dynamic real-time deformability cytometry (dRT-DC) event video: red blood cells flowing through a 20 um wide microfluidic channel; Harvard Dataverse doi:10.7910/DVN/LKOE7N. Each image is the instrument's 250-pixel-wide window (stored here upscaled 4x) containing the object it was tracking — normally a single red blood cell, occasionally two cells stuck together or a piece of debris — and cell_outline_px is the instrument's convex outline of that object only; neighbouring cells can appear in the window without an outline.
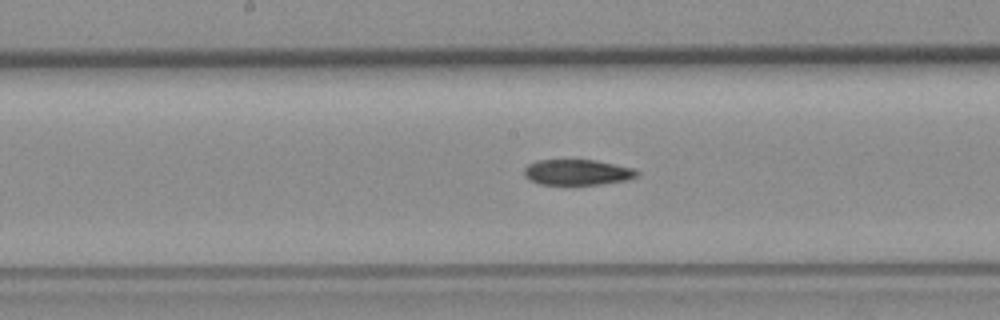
{"species": "common noctule bat (a hibernating species)", "species_latin": "Nyctalus noctula", "temperature_condition": "room temperature", "stored_images_in_passage": 8, "segment_of_instrument_passage": [2, 2], "camera_frame_rate_fps": 3000, "um_per_image_px": 0.085, "animal": {"sex": "female", "body_mass_g": 19.3, "forearm_length_mm": 54.1}, "frame": {"image": 1, "passage_image": 8, "time_ms": 8.0, "image_size_px": [1000, 320], "cell_outline_px": [[640, 176], [628, 180], [600, 184], [540, 184], [528, 180], [524, 176], [524, 168], [528, 164], [536, 160], [596, 160], [632, 168], [640, 172]], "centroid_in_image_um": [49.07, 14.64], "position_along_channel_um": 199.1, "area_um2": 16.94}}